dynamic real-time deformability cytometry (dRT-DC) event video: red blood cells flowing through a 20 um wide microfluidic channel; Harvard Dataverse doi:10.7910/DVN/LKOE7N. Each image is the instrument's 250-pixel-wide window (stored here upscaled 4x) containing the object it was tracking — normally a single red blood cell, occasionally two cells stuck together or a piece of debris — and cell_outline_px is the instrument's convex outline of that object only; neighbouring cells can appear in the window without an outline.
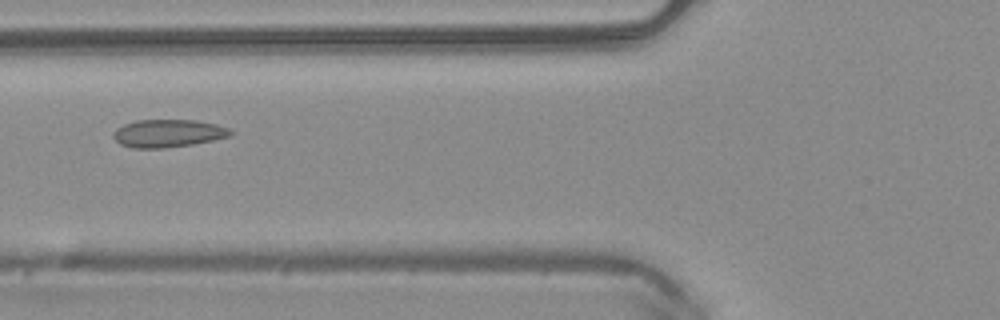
{"species": "common noctule bat (a hibernating species)", "species_latin": "Nyctalus noctula", "temperature_condition": "warm", "stored_images_in_passage": 40, "camera_frame_rate_fps": 3000, "um_per_image_px": 0.085, "animal": {"sex": "male", "body_mass_g": 20.4}, "frame": {"image": 1, "passage_image": 9, "time_ms": 2.667, "image_size_px": [1000, 320], "cell_outline_px": [[232, 136], [192, 144], [164, 148], [132, 148], [120, 144], [112, 136], [112, 132], [116, 128], [124, 124], [136, 120], [196, 120], [216, 124], [228, 128], [232, 132]], "centroid_in_image_um": [14.26, 11.33], "position_along_channel_um": 111.5, "area_um2": 19.02}}
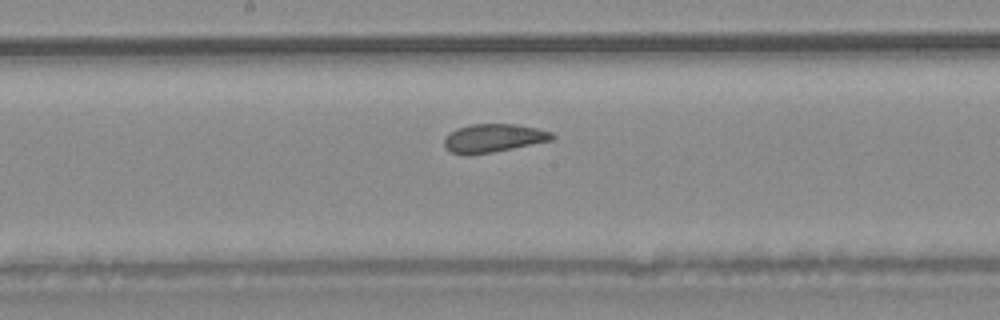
{"frame": {"image": 2, "passage_image": 16, "time_ms": 5.0, "image_size_px": [1000, 320], "cell_outline_px": [[556, 136], [552, 140], [492, 152], [464, 156], [452, 152], [444, 148], [444, 136], [456, 128], [472, 124], [516, 124], [536, 128], [552, 132]], "centroid_in_image_um": [41.89, 11.74], "position_along_channel_um": 206.3, "area_um2": 17.92}}
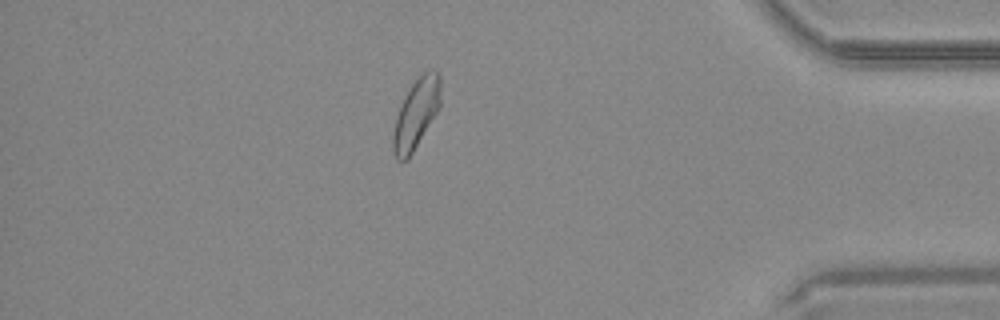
{"frame": {"image": 3, "passage_image": 33, "time_ms": 10.667, "image_size_px": [1000, 320], "cell_outline_px": [[440, 108], [408, 160], [396, 160], [392, 148], [392, 136], [396, 120], [400, 108], [412, 84], [424, 72], [436, 68], [440, 72]], "centroid_in_image_um": [35.4, 9.69], "position_along_channel_um": 399.8, "area_um2": 19.13}, "authors_computed_cell_mechanics": {"area_um2": 18.9006, "velocity_mm_per_s": 4.0559, "shape_relaxation_time_tau1_ms": null, "shape_relaxation_time_tau2_ms": 1.3355, "deformation_change_tau1": null, "deformation_change_tau2": 0.0663}}